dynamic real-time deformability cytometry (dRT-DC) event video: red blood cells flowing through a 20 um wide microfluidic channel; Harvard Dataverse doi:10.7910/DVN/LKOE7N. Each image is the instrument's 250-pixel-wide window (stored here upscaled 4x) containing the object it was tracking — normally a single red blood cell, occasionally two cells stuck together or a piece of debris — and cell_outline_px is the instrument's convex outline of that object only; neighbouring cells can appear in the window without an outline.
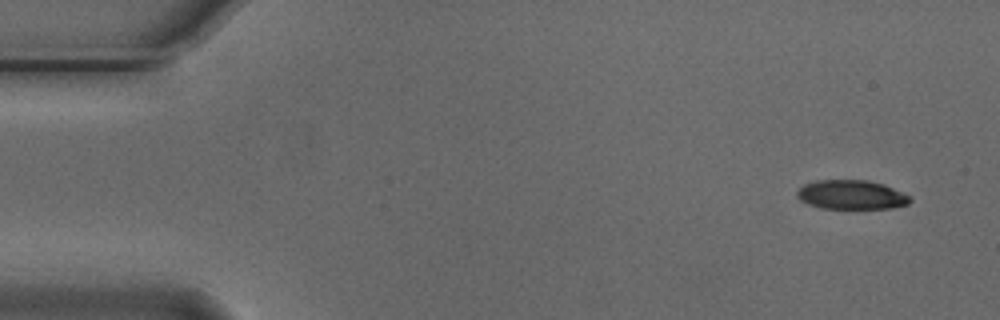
{"species": "Egyptian fruit bat (a non-hibernating species)", "species_latin": "Rousettus aegyptiacus", "temperature_condition": "cold", "stored_images_in_passage": 2, "camera_frame_rate_fps": 3000, "um_per_image_px": 0.085, "animal": {"sex": "male"}, "frame": {"image": 1, "passage_image": 2, "time_ms": 0.333, "image_size_px": [1000, 320], "cell_outline_px": [[912, 200], [908, 204], [892, 208], [820, 208], [808, 204], [800, 200], [796, 196], [796, 192], [804, 184], [816, 180], [868, 180], [884, 184], [908, 196]], "centroid_in_image_um": [72.33, 16.55], "position_along_channel_um": 12.7, "area_um2": 19.13}}